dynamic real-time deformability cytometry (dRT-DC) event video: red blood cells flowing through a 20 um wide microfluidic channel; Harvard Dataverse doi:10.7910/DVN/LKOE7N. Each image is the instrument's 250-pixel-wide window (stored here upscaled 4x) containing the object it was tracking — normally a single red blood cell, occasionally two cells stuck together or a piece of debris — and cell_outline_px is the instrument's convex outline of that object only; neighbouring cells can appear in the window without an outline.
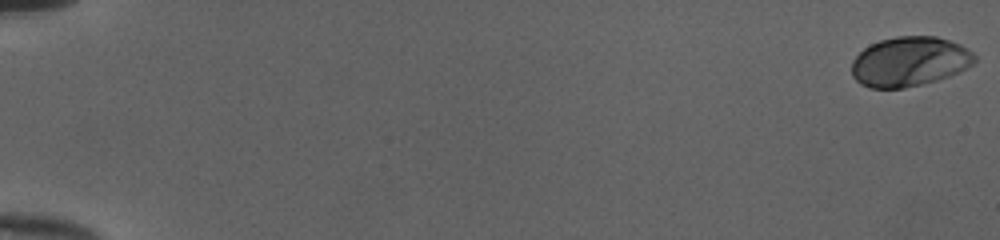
{"species": "human", "species_latin": "Homo sapiens", "temperature_condition": "cold", "stored_images_in_passage": 53, "camera_frame_rate_fps": 3000, "um_per_image_px": 0.085, "donor": {"sex": "female"}, "frame": {"image": 1, "passage_image": 1, "time_ms": 0.0, "image_size_px": [1000, 240], "cell_outline_px": [[976, 60], [972, 64], [960, 72], [936, 80], [904, 88], [868, 88], [860, 84], [852, 76], [852, 60], [864, 48], [880, 40], [896, 36], [936, 36], [960, 44], [972, 52], [976, 56]], "centroid_in_image_um": [77.3, 5.23], "position_along_channel_um": 7.7, "area_um2": 35.55}}
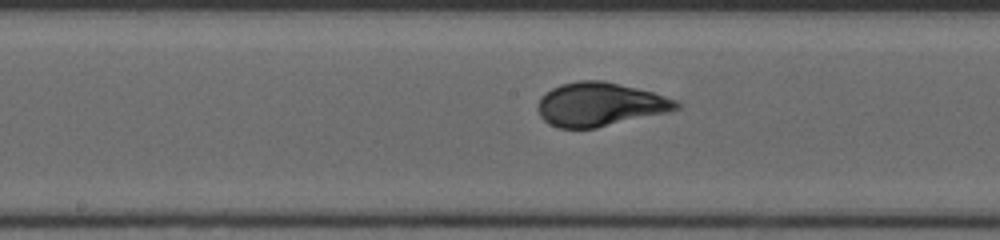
{"frame": {"image": 2, "passage_image": 30, "time_ms": 9.667, "image_size_px": [1000, 240], "cell_outline_px": [[680, 108], [668, 112], [596, 128], [560, 128], [548, 124], [540, 116], [536, 108], [540, 96], [552, 88], [560, 84], [580, 80], [604, 80], [652, 92], [676, 100], [680, 104]], "centroid_in_image_um": [50.95, 8.87], "position_along_channel_um": 197.2, "area_um2": 35.32}}
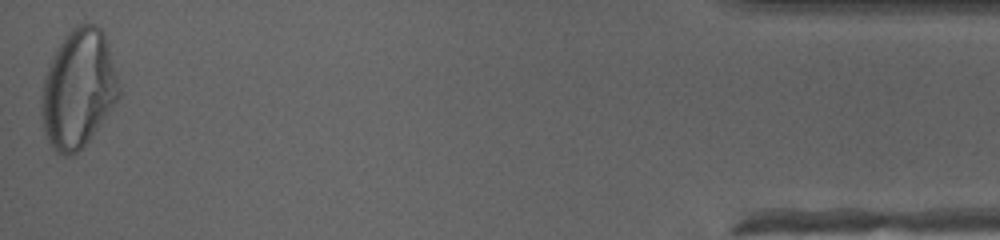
{"frame": {"image": 3, "passage_image": 53, "time_ms": 17.333, "image_size_px": [1000, 240], "cell_outline_px": [[120, 96], [100, 124], [88, 140], [76, 152], [68, 156], [64, 156], [56, 152], [52, 148], [44, 132], [40, 112], [40, 96], [44, 76], [48, 64], [56, 48], [64, 36], [76, 24], [96, 24], [104, 32], [116, 72], [120, 88]], "centroid_in_image_um": [6.62, 7.53], "position_along_channel_um": 428.6, "area_um2": 53.58}, "authors_computed_cell_mechanics": {"area_um2": 34.9112, "velocity_mm_per_s": 4.0132, "shape_relaxation_time_tau1_ms": 4.0765, "shape_relaxation_time_tau2_ms": null, "deformation_change_tau1": 0.1803, "deformation_change_tau2": null}}